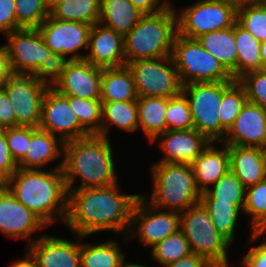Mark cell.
Returning <instances> with one entry per match:
<instances>
[{
	"label": "cell",
	"mask_w": 266,
	"mask_h": 267,
	"mask_svg": "<svg viewBox=\"0 0 266 267\" xmlns=\"http://www.w3.org/2000/svg\"><path fill=\"white\" fill-rule=\"evenodd\" d=\"M118 184L68 191L65 224L74 235L107 230L128 234L132 209L141 194H120Z\"/></svg>",
	"instance_id": "cell-1"
},
{
	"label": "cell",
	"mask_w": 266,
	"mask_h": 267,
	"mask_svg": "<svg viewBox=\"0 0 266 267\" xmlns=\"http://www.w3.org/2000/svg\"><path fill=\"white\" fill-rule=\"evenodd\" d=\"M62 168L63 160L48 172L18 168L4 185L47 226L57 218L65 222L68 192Z\"/></svg>",
	"instance_id": "cell-2"
},
{
	"label": "cell",
	"mask_w": 266,
	"mask_h": 267,
	"mask_svg": "<svg viewBox=\"0 0 266 267\" xmlns=\"http://www.w3.org/2000/svg\"><path fill=\"white\" fill-rule=\"evenodd\" d=\"M63 173L67 192L119 183L110 138L89 135L64 143ZM80 185H74L77 177Z\"/></svg>",
	"instance_id": "cell-3"
},
{
	"label": "cell",
	"mask_w": 266,
	"mask_h": 267,
	"mask_svg": "<svg viewBox=\"0 0 266 267\" xmlns=\"http://www.w3.org/2000/svg\"><path fill=\"white\" fill-rule=\"evenodd\" d=\"M176 12L171 5L161 12L140 17L136 26L124 36L126 64L171 56L177 34Z\"/></svg>",
	"instance_id": "cell-4"
},
{
	"label": "cell",
	"mask_w": 266,
	"mask_h": 267,
	"mask_svg": "<svg viewBox=\"0 0 266 267\" xmlns=\"http://www.w3.org/2000/svg\"><path fill=\"white\" fill-rule=\"evenodd\" d=\"M151 172L154 186L148 203L152 206L182 213L200 202L202 193L191 164L156 162Z\"/></svg>",
	"instance_id": "cell-5"
},
{
	"label": "cell",
	"mask_w": 266,
	"mask_h": 267,
	"mask_svg": "<svg viewBox=\"0 0 266 267\" xmlns=\"http://www.w3.org/2000/svg\"><path fill=\"white\" fill-rule=\"evenodd\" d=\"M13 74L34 75L51 80L60 61L46 46L37 28H21L5 35Z\"/></svg>",
	"instance_id": "cell-6"
},
{
	"label": "cell",
	"mask_w": 266,
	"mask_h": 267,
	"mask_svg": "<svg viewBox=\"0 0 266 267\" xmlns=\"http://www.w3.org/2000/svg\"><path fill=\"white\" fill-rule=\"evenodd\" d=\"M172 60L179 73L181 84L233 81L231 74L197 39L176 34Z\"/></svg>",
	"instance_id": "cell-7"
},
{
	"label": "cell",
	"mask_w": 266,
	"mask_h": 267,
	"mask_svg": "<svg viewBox=\"0 0 266 267\" xmlns=\"http://www.w3.org/2000/svg\"><path fill=\"white\" fill-rule=\"evenodd\" d=\"M179 228L192 253L203 256L213 266L228 260L231 243L216 230L208 210L201 202L180 213Z\"/></svg>",
	"instance_id": "cell-8"
},
{
	"label": "cell",
	"mask_w": 266,
	"mask_h": 267,
	"mask_svg": "<svg viewBox=\"0 0 266 267\" xmlns=\"http://www.w3.org/2000/svg\"><path fill=\"white\" fill-rule=\"evenodd\" d=\"M231 82L190 83L182 88L190 104L194 129L210 142L222 143L226 137L227 131L221 125L219 108L223 90Z\"/></svg>",
	"instance_id": "cell-9"
},
{
	"label": "cell",
	"mask_w": 266,
	"mask_h": 267,
	"mask_svg": "<svg viewBox=\"0 0 266 267\" xmlns=\"http://www.w3.org/2000/svg\"><path fill=\"white\" fill-rule=\"evenodd\" d=\"M126 66L138 97L171 98L182 92L183 85L171 56L135 60Z\"/></svg>",
	"instance_id": "cell-10"
},
{
	"label": "cell",
	"mask_w": 266,
	"mask_h": 267,
	"mask_svg": "<svg viewBox=\"0 0 266 267\" xmlns=\"http://www.w3.org/2000/svg\"><path fill=\"white\" fill-rule=\"evenodd\" d=\"M177 34L190 39L228 29L237 21V10L221 0H200L177 13Z\"/></svg>",
	"instance_id": "cell-11"
},
{
	"label": "cell",
	"mask_w": 266,
	"mask_h": 267,
	"mask_svg": "<svg viewBox=\"0 0 266 267\" xmlns=\"http://www.w3.org/2000/svg\"><path fill=\"white\" fill-rule=\"evenodd\" d=\"M50 80L34 75L13 74L3 86L15 113L16 126L38 128L42 100Z\"/></svg>",
	"instance_id": "cell-12"
},
{
	"label": "cell",
	"mask_w": 266,
	"mask_h": 267,
	"mask_svg": "<svg viewBox=\"0 0 266 267\" xmlns=\"http://www.w3.org/2000/svg\"><path fill=\"white\" fill-rule=\"evenodd\" d=\"M145 195L137 199L131 214V224L126 241L138 236L144 245L154 247L157 243L180 230V213L158 209L147 201ZM135 235V236H134Z\"/></svg>",
	"instance_id": "cell-13"
},
{
	"label": "cell",
	"mask_w": 266,
	"mask_h": 267,
	"mask_svg": "<svg viewBox=\"0 0 266 267\" xmlns=\"http://www.w3.org/2000/svg\"><path fill=\"white\" fill-rule=\"evenodd\" d=\"M102 73V67L85 59L60 61L50 85L64 96L97 100L101 97Z\"/></svg>",
	"instance_id": "cell-14"
},
{
	"label": "cell",
	"mask_w": 266,
	"mask_h": 267,
	"mask_svg": "<svg viewBox=\"0 0 266 267\" xmlns=\"http://www.w3.org/2000/svg\"><path fill=\"white\" fill-rule=\"evenodd\" d=\"M91 28L88 24L59 20L49 15L37 29L56 58L65 61L85 58L86 54L79 53V50L88 48Z\"/></svg>",
	"instance_id": "cell-15"
},
{
	"label": "cell",
	"mask_w": 266,
	"mask_h": 267,
	"mask_svg": "<svg viewBox=\"0 0 266 267\" xmlns=\"http://www.w3.org/2000/svg\"><path fill=\"white\" fill-rule=\"evenodd\" d=\"M39 128L54 136L57 135L63 143L90 135L80 125L76 114L70 107L68 96L60 94L51 85L47 88L42 100Z\"/></svg>",
	"instance_id": "cell-16"
},
{
	"label": "cell",
	"mask_w": 266,
	"mask_h": 267,
	"mask_svg": "<svg viewBox=\"0 0 266 267\" xmlns=\"http://www.w3.org/2000/svg\"><path fill=\"white\" fill-rule=\"evenodd\" d=\"M47 225L20 203L4 185L0 188V231L9 238L27 240L28 246L36 238L32 234Z\"/></svg>",
	"instance_id": "cell-17"
},
{
	"label": "cell",
	"mask_w": 266,
	"mask_h": 267,
	"mask_svg": "<svg viewBox=\"0 0 266 267\" xmlns=\"http://www.w3.org/2000/svg\"><path fill=\"white\" fill-rule=\"evenodd\" d=\"M78 242L42 235L27 246V251L39 267H81L80 240L87 236L75 235Z\"/></svg>",
	"instance_id": "cell-18"
},
{
	"label": "cell",
	"mask_w": 266,
	"mask_h": 267,
	"mask_svg": "<svg viewBox=\"0 0 266 267\" xmlns=\"http://www.w3.org/2000/svg\"><path fill=\"white\" fill-rule=\"evenodd\" d=\"M222 144L266 148V110L246 102Z\"/></svg>",
	"instance_id": "cell-19"
},
{
	"label": "cell",
	"mask_w": 266,
	"mask_h": 267,
	"mask_svg": "<svg viewBox=\"0 0 266 267\" xmlns=\"http://www.w3.org/2000/svg\"><path fill=\"white\" fill-rule=\"evenodd\" d=\"M157 140L165 153L162 163L191 164L211 143L196 129L167 130L152 142Z\"/></svg>",
	"instance_id": "cell-20"
},
{
	"label": "cell",
	"mask_w": 266,
	"mask_h": 267,
	"mask_svg": "<svg viewBox=\"0 0 266 267\" xmlns=\"http://www.w3.org/2000/svg\"><path fill=\"white\" fill-rule=\"evenodd\" d=\"M85 60L102 68L126 65L124 36L101 23L94 24L90 30Z\"/></svg>",
	"instance_id": "cell-21"
},
{
	"label": "cell",
	"mask_w": 266,
	"mask_h": 267,
	"mask_svg": "<svg viewBox=\"0 0 266 267\" xmlns=\"http://www.w3.org/2000/svg\"><path fill=\"white\" fill-rule=\"evenodd\" d=\"M230 170L248 188L266 178V150L261 147L227 145Z\"/></svg>",
	"instance_id": "cell-22"
},
{
	"label": "cell",
	"mask_w": 266,
	"mask_h": 267,
	"mask_svg": "<svg viewBox=\"0 0 266 267\" xmlns=\"http://www.w3.org/2000/svg\"><path fill=\"white\" fill-rule=\"evenodd\" d=\"M211 142L208 147L191 163L197 188L202 192L214 185L230 170V156L228 147L214 146Z\"/></svg>",
	"instance_id": "cell-23"
},
{
	"label": "cell",
	"mask_w": 266,
	"mask_h": 267,
	"mask_svg": "<svg viewBox=\"0 0 266 267\" xmlns=\"http://www.w3.org/2000/svg\"><path fill=\"white\" fill-rule=\"evenodd\" d=\"M63 146L64 143L57 136L39 127H31L27 153L17 166L21 169H43V166L64 154Z\"/></svg>",
	"instance_id": "cell-24"
},
{
	"label": "cell",
	"mask_w": 266,
	"mask_h": 267,
	"mask_svg": "<svg viewBox=\"0 0 266 267\" xmlns=\"http://www.w3.org/2000/svg\"><path fill=\"white\" fill-rule=\"evenodd\" d=\"M202 47L212 54L237 80V47L234 25L228 29L209 32L197 38Z\"/></svg>",
	"instance_id": "cell-25"
},
{
	"label": "cell",
	"mask_w": 266,
	"mask_h": 267,
	"mask_svg": "<svg viewBox=\"0 0 266 267\" xmlns=\"http://www.w3.org/2000/svg\"><path fill=\"white\" fill-rule=\"evenodd\" d=\"M137 99L133 76L126 65L103 68L100 97L102 102L137 101Z\"/></svg>",
	"instance_id": "cell-26"
},
{
	"label": "cell",
	"mask_w": 266,
	"mask_h": 267,
	"mask_svg": "<svg viewBox=\"0 0 266 267\" xmlns=\"http://www.w3.org/2000/svg\"><path fill=\"white\" fill-rule=\"evenodd\" d=\"M142 15L129 0H101L99 23L125 36Z\"/></svg>",
	"instance_id": "cell-27"
},
{
	"label": "cell",
	"mask_w": 266,
	"mask_h": 267,
	"mask_svg": "<svg viewBox=\"0 0 266 267\" xmlns=\"http://www.w3.org/2000/svg\"><path fill=\"white\" fill-rule=\"evenodd\" d=\"M169 98L138 97V128L142 129L149 142L167 131L166 108Z\"/></svg>",
	"instance_id": "cell-28"
},
{
	"label": "cell",
	"mask_w": 266,
	"mask_h": 267,
	"mask_svg": "<svg viewBox=\"0 0 266 267\" xmlns=\"http://www.w3.org/2000/svg\"><path fill=\"white\" fill-rule=\"evenodd\" d=\"M112 125L127 132L138 130L137 101L102 102L100 136L108 138Z\"/></svg>",
	"instance_id": "cell-29"
},
{
	"label": "cell",
	"mask_w": 266,
	"mask_h": 267,
	"mask_svg": "<svg viewBox=\"0 0 266 267\" xmlns=\"http://www.w3.org/2000/svg\"><path fill=\"white\" fill-rule=\"evenodd\" d=\"M100 5L101 0H56L50 5L49 15L93 26L99 23Z\"/></svg>",
	"instance_id": "cell-30"
},
{
	"label": "cell",
	"mask_w": 266,
	"mask_h": 267,
	"mask_svg": "<svg viewBox=\"0 0 266 267\" xmlns=\"http://www.w3.org/2000/svg\"><path fill=\"white\" fill-rule=\"evenodd\" d=\"M200 202L208 210L216 230L232 244L239 212H243L245 205L218 202L207 191L202 192Z\"/></svg>",
	"instance_id": "cell-31"
},
{
	"label": "cell",
	"mask_w": 266,
	"mask_h": 267,
	"mask_svg": "<svg viewBox=\"0 0 266 267\" xmlns=\"http://www.w3.org/2000/svg\"><path fill=\"white\" fill-rule=\"evenodd\" d=\"M234 36L237 47V80L245 73L262 70L260 54L261 42L237 21L234 23Z\"/></svg>",
	"instance_id": "cell-32"
},
{
	"label": "cell",
	"mask_w": 266,
	"mask_h": 267,
	"mask_svg": "<svg viewBox=\"0 0 266 267\" xmlns=\"http://www.w3.org/2000/svg\"><path fill=\"white\" fill-rule=\"evenodd\" d=\"M81 267H122L125 253L121 252L118 242L91 244L80 242Z\"/></svg>",
	"instance_id": "cell-33"
},
{
	"label": "cell",
	"mask_w": 266,
	"mask_h": 267,
	"mask_svg": "<svg viewBox=\"0 0 266 267\" xmlns=\"http://www.w3.org/2000/svg\"><path fill=\"white\" fill-rule=\"evenodd\" d=\"M244 214L252 217L251 240H257L266 233V178L246 188Z\"/></svg>",
	"instance_id": "cell-34"
},
{
	"label": "cell",
	"mask_w": 266,
	"mask_h": 267,
	"mask_svg": "<svg viewBox=\"0 0 266 267\" xmlns=\"http://www.w3.org/2000/svg\"><path fill=\"white\" fill-rule=\"evenodd\" d=\"M247 102V95L244 86L233 80L224 90L222 102L219 108V118L222 127L228 132L233 126L236 117Z\"/></svg>",
	"instance_id": "cell-35"
},
{
	"label": "cell",
	"mask_w": 266,
	"mask_h": 267,
	"mask_svg": "<svg viewBox=\"0 0 266 267\" xmlns=\"http://www.w3.org/2000/svg\"><path fill=\"white\" fill-rule=\"evenodd\" d=\"M69 104L80 125L90 134L99 135L102 124V101L68 96Z\"/></svg>",
	"instance_id": "cell-36"
},
{
	"label": "cell",
	"mask_w": 266,
	"mask_h": 267,
	"mask_svg": "<svg viewBox=\"0 0 266 267\" xmlns=\"http://www.w3.org/2000/svg\"><path fill=\"white\" fill-rule=\"evenodd\" d=\"M192 253L185 235L178 230L169 235L151 249L153 259L161 266H168L182 257Z\"/></svg>",
	"instance_id": "cell-37"
},
{
	"label": "cell",
	"mask_w": 266,
	"mask_h": 267,
	"mask_svg": "<svg viewBox=\"0 0 266 267\" xmlns=\"http://www.w3.org/2000/svg\"><path fill=\"white\" fill-rule=\"evenodd\" d=\"M206 191L218 202L245 205L246 187L231 170Z\"/></svg>",
	"instance_id": "cell-38"
},
{
	"label": "cell",
	"mask_w": 266,
	"mask_h": 267,
	"mask_svg": "<svg viewBox=\"0 0 266 267\" xmlns=\"http://www.w3.org/2000/svg\"><path fill=\"white\" fill-rule=\"evenodd\" d=\"M16 21L22 28H38L49 16L46 0H15Z\"/></svg>",
	"instance_id": "cell-39"
},
{
	"label": "cell",
	"mask_w": 266,
	"mask_h": 267,
	"mask_svg": "<svg viewBox=\"0 0 266 267\" xmlns=\"http://www.w3.org/2000/svg\"><path fill=\"white\" fill-rule=\"evenodd\" d=\"M237 22L258 41L266 40V0L237 9Z\"/></svg>",
	"instance_id": "cell-40"
},
{
	"label": "cell",
	"mask_w": 266,
	"mask_h": 267,
	"mask_svg": "<svg viewBox=\"0 0 266 267\" xmlns=\"http://www.w3.org/2000/svg\"><path fill=\"white\" fill-rule=\"evenodd\" d=\"M165 118L167 130L194 129L190 104L183 92L169 98Z\"/></svg>",
	"instance_id": "cell-41"
},
{
	"label": "cell",
	"mask_w": 266,
	"mask_h": 267,
	"mask_svg": "<svg viewBox=\"0 0 266 267\" xmlns=\"http://www.w3.org/2000/svg\"><path fill=\"white\" fill-rule=\"evenodd\" d=\"M238 81L245 88L247 101L266 110V69L247 72Z\"/></svg>",
	"instance_id": "cell-42"
},
{
	"label": "cell",
	"mask_w": 266,
	"mask_h": 267,
	"mask_svg": "<svg viewBox=\"0 0 266 267\" xmlns=\"http://www.w3.org/2000/svg\"><path fill=\"white\" fill-rule=\"evenodd\" d=\"M31 140L30 126L6 128V141L13 160L18 164L26 155Z\"/></svg>",
	"instance_id": "cell-43"
},
{
	"label": "cell",
	"mask_w": 266,
	"mask_h": 267,
	"mask_svg": "<svg viewBox=\"0 0 266 267\" xmlns=\"http://www.w3.org/2000/svg\"><path fill=\"white\" fill-rule=\"evenodd\" d=\"M18 169L6 141V129H0V180L5 183Z\"/></svg>",
	"instance_id": "cell-44"
},
{
	"label": "cell",
	"mask_w": 266,
	"mask_h": 267,
	"mask_svg": "<svg viewBox=\"0 0 266 267\" xmlns=\"http://www.w3.org/2000/svg\"><path fill=\"white\" fill-rule=\"evenodd\" d=\"M15 0H0V32L8 34L22 27L16 21Z\"/></svg>",
	"instance_id": "cell-45"
},
{
	"label": "cell",
	"mask_w": 266,
	"mask_h": 267,
	"mask_svg": "<svg viewBox=\"0 0 266 267\" xmlns=\"http://www.w3.org/2000/svg\"><path fill=\"white\" fill-rule=\"evenodd\" d=\"M16 127L15 113L4 88L0 89V129Z\"/></svg>",
	"instance_id": "cell-46"
},
{
	"label": "cell",
	"mask_w": 266,
	"mask_h": 267,
	"mask_svg": "<svg viewBox=\"0 0 266 267\" xmlns=\"http://www.w3.org/2000/svg\"><path fill=\"white\" fill-rule=\"evenodd\" d=\"M241 263H244L246 267H266V241L256 247L253 246L243 257Z\"/></svg>",
	"instance_id": "cell-47"
},
{
	"label": "cell",
	"mask_w": 266,
	"mask_h": 267,
	"mask_svg": "<svg viewBox=\"0 0 266 267\" xmlns=\"http://www.w3.org/2000/svg\"><path fill=\"white\" fill-rule=\"evenodd\" d=\"M140 13L144 14H155L167 9L171 6L167 0H129ZM162 2V3H161Z\"/></svg>",
	"instance_id": "cell-48"
},
{
	"label": "cell",
	"mask_w": 266,
	"mask_h": 267,
	"mask_svg": "<svg viewBox=\"0 0 266 267\" xmlns=\"http://www.w3.org/2000/svg\"><path fill=\"white\" fill-rule=\"evenodd\" d=\"M161 267V266H160ZM166 267H214L203 256L190 253Z\"/></svg>",
	"instance_id": "cell-49"
},
{
	"label": "cell",
	"mask_w": 266,
	"mask_h": 267,
	"mask_svg": "<svg viewBox=\"0 0 266 267\" xmlns=\"http://www.w3.org/2000/svg\"><path fill=\"white\" fill-rule=\"evenodd\" d=\"M13 75V71L8 57L5 45L0 46V89L6 84L8 79Z\"/></svg>",
	"instance_id": "cell-50"
},
{
	"label": "cell",
	"mask_w": 266,
	"mask_h": 267,
	"mask_svg": "<svg viewBox=\"0 0 266 267\" xmlns=\"http://www.w3.org/2000/svg\"><path fill=\"white\" fill-rule=\"evenodd\" d=\"M25 255V259L12 262L13 264H11L10 267H39L38 262L28 251Z\"/></svg>",
	"instance_id": "cell-51"
},
{
	"label": "cell",
	"mask_w": 266,
	"mask_h": 267,
	"mask_svg": "<svg viewBox=\"0 0 266 267\" xmlns=\"http://www.w3.org/2000/svg\"><path fill=\"white\" fill-rule=\"evenodd\" d=\"M224 1L231 6H233L236 10L239 8H242L244 6H249V5H255L258 3H261L265 0H221Z\"/></svg>",
	"instance_id": "cell-52"
},
{
	"label": "cell",
	"mask_w": 266,
	"mask_h": 267,
	"mask_svg": "<svg viewBox=\"0 0 266 267\" xmlns=\"http://www.w3.org/2000/svg\"><path fill=\"white\" fill-rule=\"evenodd\" d=\"M260 54L262 59V69H266V40L261 42Z\"/></svg>",
	"instance_id": "cell-53"
},
{
	"label": "cell",
	"mask_w": 266,
	"mask_h": 267,
	"mask_svg": "<svg viewBox=\"0 0 266 267\" xmlns=\"http://www.w3.org/2000/svg\"><path fill=\"white\" fill-rule=\"evenodd\" d=\"M122 267H149L148 265L147 266H144V264L143 265H139V264H135V263H126V262H124L123 263V265H122Z\"/></svg>",
	"instance_id": "cell-54"
},
{
	"label": "cell",
	"mask_w": 266,
	"mask_h": 267,
	"mask_svg": "<svg viewBox=\"0 0 266 267\" xmlns=\"http://www.w3.org/2000/svg\"><path fill=\"white\" fill-rule=\"evenodd\" d=\"M228 262H229V261L226 260L224 263L218 264V265H216V266H214V267H230V265H229ZM240 267H246V265L243 263Z\"/></svg>",
	"instance_id": "cell-55"
},
{
	"label": "cell",
	"mask_w": 266,
	"mask_h": 267,
	"mask_svg": "<svg viewBox=\"0 0 266 267\" xmlns=\"http://www.w3.org/2000/svg\"><path fill=\"white\" fill-rule=\"evenodd\" d=\"M49 5H51L56 0H46Z\"/></svg>",
	"instance_id": "cell-56"
}]
</instances>
